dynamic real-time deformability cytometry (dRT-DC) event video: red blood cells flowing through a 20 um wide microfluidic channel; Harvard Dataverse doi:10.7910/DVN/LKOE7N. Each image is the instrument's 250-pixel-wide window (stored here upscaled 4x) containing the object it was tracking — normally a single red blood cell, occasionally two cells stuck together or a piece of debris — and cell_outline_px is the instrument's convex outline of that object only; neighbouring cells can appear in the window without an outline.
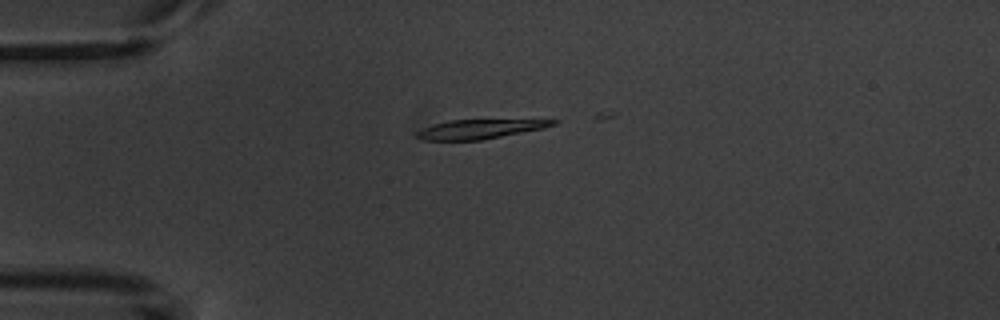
{"species": "common noctule bat (a hibernating species)", "species_latin": "Nyctalus noctula", "temperature_condition": "warm", "stored_images_in_passage": 3, "camera_frame_rate_fps": 3000, "um_per_image_px": 0.085, "animal": {"sex": "male", "body_mass_g": 20.1, "forearm_length_mm": 53.5}, "frame": {"image": 1, "passage_image": 1, "time_ms": 0.0, "image_size_px": [1000, 320], "cell_outline_px": [[560, 120], [556, 124], [544, 128], [480, 140], [420, 140], [416, 136], [416, 132], [432, 124], [448, 120]], "centroid_in_image_um": [40.74, 10.97], "position_along_channel_um": 44.3, "area_um2": 15.09}}